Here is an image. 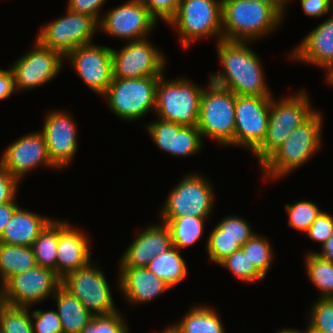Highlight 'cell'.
Wrapping results in <instances>:
<instances>
[{"label":"cell","instance_id":"obj_13","mask_svg":"<svg viewBox=\"0 0 333 333\" xmlns=\"http://www.w3.org/2000/svg\"><path fill=\"white\" fill-rule=\"evenodd\" d=\"M127 42L120 50H111L113 78L161 76L165 72L167 58L148 37Z\"/></svg>","mask_w":333,"mask_h":333},{"label":"cell","instance_id":"obj_33","mask_svg":"<svg viewBox=\"0 0 333 333\" xmlns=\"http://www.w3.org/2000/svg\"><path fill=\"white\" fill-rule=\"evenodd\" d=\"M271 242L261 234H255L248 242L241 246L250 262L265 277L272 265L274 257Z\"/></svg>","mask_w":333,"mask_h":333},{"label":"cell","instance_id":"obj_3","mask_svg":"<svg viewBox=\"0 0 333 333\" xmlns=\"http://www.w3.org/2000/svg\"><path fill=\"white\" fill-rule=\"evenodd\" d=\"M223 40L254 42L274 33L284 17L270 4L258 0H222Z\"/></svg>","mask_w":333,"mask_h":333},{"label":"cell","instance_id":"obj_35","mask_svg":"<svg viewBox=\"0 0 333 333\" xmlns=\"http://www.w3.org/2000/svg\"><path fill=\"white\" fill-rule=\"evenodd\" d=\"M285 209L288 216V226L305 233L323 211L316 203L308 200H300L294 204H286Z\"/></svg>","mask_w":333,"mask_h":333},{"label":"cell","instance_id":"obj_38","mask_svg":"<svg viewBox=\"0 0 333 333\" xmlns=\"http://www.w3.org/2000/svg\"><path fill=\"white\" fill-rule=\"evenodd\" d=\"M310 309L307 325L320 333H333V298H318Z\"/></svg>","mask_w":333,"mask_h":333},{"label":"cell","instance_id":"obj_32","mask_svg":"<svg viewBox=\"0 0 333 333\" xmlns=\"http://www.w3.org/2000/svg\"><path fill=\"white\" fill-rule=\"evenodd\" d=\"M29 307L0 303L1 333H34Z\"/></svg>","mask_w":333,"mask_h":333},{"label":"cell","instance_id":"obj_43","mask_svg":"<svg viewBox=\"0 0 333 333\" xmlns=\"http://www.w3.org/2000/svg\"><path fill=\"white\" fill-rule=\"evenodd\" d=\"M181 0H142L151 16L168 24L176 15Z\"/></svg>","mask_w":333,"mask_h":333},{"label":"cell","instance_id":"obj_23","mask_svg":"<svg viewBox=\"0 0 333 333\" xmlns=\"http://www.w3.org/2000/svg\"><path fill=\"white\" fill-rule=\"evenodd\" d=\"M333 13V12H332ZM290 52V60L323 68L333 60V14L305 36Z\"/></svg>","mask_w":333,"mask_h":333},{"label":"cell","instance_id":"obj_21","mask_svg":"<svg viewBox=\"0 0 333 333\" xmlns=\"http://www.w3.org/2000/svg\"><path fill=\"white\" fill-rule=\"evenodd\" d=\"M90 240L80 228L59 219V240L56 255V275L63 279L69 273L88 265L92 260Z\"/></svg>","mask_w":333,"mask_h":333},{"label":"cell","instance_id":"obj_27","mask_svg":"<svg viewBox=\"0 0 333 333\" xmlns=\"http://www.w3.org/2000/svg\"><path fill=\"white\" fill-rule=\"evenodd\" d=\"M146 268L162 279L171 288L188 276V267L184 258L181 256V251L176 247L160 253L155 256L147 265Z\"/></svg>","mask_w":333,"mask_h":333},{"label":"cell","instance_id":"obj_31","mask_svg":"<svg viewBox=\"0 0 333 333\" xmlns=\"http://www.w3.org/2000/svg\"><path fill=\"white\" fill-rule=\"evenodd\" d=\"M304 258L308 280L320 293L318 298H333V263L320 257L313 250Z\"/></svg>","mask_w":333,"mask_h":333},{"label":"cell","instance_id":"obj_29","mask_svg":"<svg viewBox=\"0 0 333 333\" xmlns=\"http://www.w3.org/2000/svg\"><path fill=\"white\" fill-rule=\"evenodd\" d=\"M208 218L183 216L170 218L164 224L169 228L173 246L181 251L197 243L204 233V225Z\"/></svg>","mask_w":333,"mask_h":333},{"label":"cell","instance_id":"obj_22","mask_svg":"<svg viewBox=\"0 0 333 333\" xmlns=\"http://www.w3.org/2000/svg\"><path fill=\"white\" fill-rule=\"evenodd\" d=\"M118 288L130 304L153 301L169 289L162 279L145 268H118Z\"/></svg>","mask_w":333,"mask_h":333},{"label":"cell","instance_id":"obj_24","mask_svg":"<svg viewBox=\"0 0 333 333\" xmlns=\"http://www.w3.org/2000/svg\"><path fill=\"white\" fill-rule=\"evenodd\" d=\"M52 219L19 206L4 228L0 243L31 247Z\"/></svg>","mask_w":333,"mask_h":333},{"label":"cell","instance_id":"obj_36","mask_svg":"<svg viewBox=\"0 0 333 333\" xmlns=\"http://www.w3.org/2000/svg\"><path fill=\"white\" fill-rule=\"evenodd\" d=\"M218 265L227 268L238 281L240 280L244 283L247 282L248 284H251L264 278V276L255 268L254 264L250 262L242 249L227 256Z\"/></svg>","mask_w":333,"mask_h":333},{"label":"cell","instance_id":"obj_17","mask_svg":"<svg viewBox=\"0 0 333 333\" xmlns=\"http://www.w3.org/2000/svg\"><path fill=\"white\" fill-rule=\"evenodd\" d=\"M111 50L108 46L90 43L75 48L65 57L88 89L99 96L113 80Z\"/></svg>","mask_w":333,"mask_h":333},{"label":"cell","instance_id":"obj_46","mask_svg":"<svg viewBox=\"0 0 333 333\" xmlns=\"http://www.w3.org/2000/svg\"><path fill=\"white\" fill-rule=\"evenodd\" d=\"M21 181L0 166V204L16 201Z\"/></svg>","mask_w":333,"mask_h":333},{"label":"cell","instance_id":"obj_53","mask_svg":"<svg viewBox=\"0 0 333 333\" xmlns=\"http://www.w3.org/2000/svg\"><path fill=\"white\" fill-rule=\"evenodd\" d=\"M300 329H292V328H282V329H279L278 331H276L275 333H305V331H299Z\"/></svg>","mask_w":333,"mask_h":333},{"label":"cell","instance_id":"obj_41","mask_svg":"<svg viewBox=\"0 0 333 333\" xmlns=\"http://www.w3.org/2000/svg\"><path fill=\"white\" fill-rule=\"evenodd\" d=\"M145 129L160 150L173 156L174 122L158 118L147 123Z\"/></svg>","mask_w":333,"mask_h":333},{"label":"cell","instance_id":"obj_4","mask_svg":"<svg viewBox=\"0 0 333 333\" xmlns=\"http://www.w3.org/2000/svg\"><path fill=\"white\" fill-rule=\"evenodd\" d=\"M308 96L303 89L294 96H284L277 100L272 96L267 135L263 143L251 153L260 165L315 111Z\"/></svg>","mask_w":333,"mask_h":333},{"label":"cell","instance_id":"obj_44","mask_svg":"<svg viewBox=\"0 0 333 333\" xmlns=\"http://www.w3.org/2000/svg\"><path fill=\"white\" fill-rule=\"evenodd\" d=\"M306 233L314 243L322 246L333 233V216L322 211Z\"/></svg>","mask_w":333,"mask_h":333},{"label":"cell","instance_id":"obj_25","mask_svg":"<svg viewBox=\"0 0 333 333\" xmlns=\"http://www.w3.org/2000/svg\"><path fill=\"white\" fill-rule=\"evenodd\" d=\"M64 333H80L94 317L85 306L62 285L52 296Z\"/></svg>","mask_w":333,"mask_h":333},{"label":"cell","instance_id":"obj_45","mask_svg":"<svg viewBox=\"0 0 333 333\" xmlns=\"http://www.w3.org/2000/svg\"><path fill=\"white\" fill-rule=\"evenodd\" d=\"M108 0H68L67 9L93 17L98 23L102 18V7ZM101 14V15H100Z\"/></svg>","mask_w":333,"mask_h":333},{"label":"cell","instance_id":"obj_54","mask_svg":"<svg viewBox=\"0 0 333 333\" xmlns=\"http://www.w3.org/2000/svg\"><path fill=\"white\" fill-rule=\"evenodd\" d=\"M159 333H178L177 329L175 328L174 324L169 325L163 331Z\"/></svg>","mask_w":333,"mask_h":333},{"label":"cell","instance_id":"obj_50","mask_svg":"<svg viewBox=\"0 0 333 333\" xmlns=\"http://www.w3.org/2000/svg\"><path fill=\"white\" fill-rule=\"evenodd\" d=\"M320 247H322L321 251H315V253L333 263V233L329 239Z\"/></svg>","mask_w":333,"mask_h":333},{"label":"cell","instance_id":"obj_11","mask_svg":"<svg viewBox=\"0 0 333 333\" xmlns=\"http://www.w3.org/2000/svg\"><path fill=\"white\" fill-rule=\"evenodd\" d=\"M93 260L61 279V285L74 295L93 315L113 314L118 309L112 297L107 277Z\"/></svg>","mask_w":333,"mask_h":333},{"label":"cell","instance_id":"obj_5","mask_svg":"<svg viewBox=\"0 0 333 333\" xmlns=\"http://www.w3.org/2000/svg\"><path fill=\"white\" fill-rule=\"evenodd\" d=\"M164 75L160 76L156 89L157 118L183 126H197L204 87L184 77L167 81Z\"/></svg>","mask_w":333,"mask_h":333},{"label":"cell","instance_id":"obj_10","mask_svg":"<svg viewBox=\"0 0 333 333\" xmlns=\"http://www.w3.org/2000/svg\"><path fill=\"white\" fill-rule=\"evenodd\" d=\"M66 10L65 16L47 22L36 36L42 46L59 52L64 58L75 48L93 43L99 29L93 17Z\"/></svg>","mask_w":333,"mask_h":333},{"label":"cell","instance_id":"obj_9","mask_svg":"<svg viewBox=\"0 0 333 333\" xmlns=\"http://www.w3.org/2000/svg\"><path fill=\"white\" fill-rule=\"evenodd\" d=\"M213 185L203 174L189 173L175 184L160 210V223L170 218L196 216L209 218L214 207Z\"/></svg>","mask_w":333,"mask_h":333},{"label":"cell","instance_id":"obj_37","mask_svg":"<svg viewBox=\"0 0 333 333\" xmlns=\"http://www.w3.org/2000/svg\"><path fill=\"white\" fill-rule=\"evenodd\" d=\"M213 228L207 237L205 247L208 258L218 265L227 256L241 249V245L230 236H220V228L217 225Z\"/></svg>","mask_w":333,"mask_h":333},{"label":"cell","instance_id":"obj_42","mask_svg":"<svg viewBox=\"0 0 333 333\" xmlns=\"http://www.w3.org/2000/svg\"><path fill=\"white\" fill-rule=\"evenodd\" d=\"M34 333H64L56 310L34 309L31 312Z\"/></svg>","mask_w":333,"mask_h":333},{"label":"cell","instance_id":"obj_12","mask_svg":"<svg viewBox=\"0 0 333 333\" xmlns=\"http://www.w3.org/2000/svg\"><path fill=\"white\" fill-rule=\"evenodd\" d=\"M61 279L39 265L15 274L2 285L1 302L16 307H33L55 294Z\"/></svg>","mask_w":333,"mask_h":333},{"label":"cell","instance_id":"obj_1","mask_svg":"<svg viewBox=\"0 0 333 333\" xmlns=\"http://www.w3.org/2000/svg\"><path fill=\"white\" fill-rule=\"evenodd\" d=\"M250 44L252 42L218 41L216 51L222 69L208 78L235 95L272 97L260 57Z\"/></svg>","mask_w":333,"mask_h":333},{"label":"cell","instance_id":"obj_26","mask_svg":"<svg viewBox=\"0 0 333 333\" xmlns=\"http://www.w3.org/2000/svg\"><path fill=\"white\" fill-rule=\"evenodd\" d=\"M174 324L178 333H226L219 313L207 305L192 306Z\"/></svg>","mask_w":333,"mask_h":333},{"label":"cell","instance_id":"obj_8","mask_svg":"<svg viewBox=\"0 0 333 333\" xmlns=\"http://www.w3.org/2000/svg\"><path fill=\"white\" fill-rule=\"evenodd\" d=\"M160 76L113 78L101 96L110 111L123 121H137L149 111L155 112L156 89Z\"/></svg>","mask_w":333,"mask_h":333},{"label":"cell","instance_id":"obj_34","mask_svg":"<svg viewBox=\"0 0 333 333\" xmlns=\"http://www.w3.org/2000/svg\"><path fill=\"white\" fill-rule=\"evenodd\" d=\"M203 138L197 126H183L174 122L173 156L187 157L199 154Z\"/></svg>","mask_w":333,"mask_h":333},{"label":"cell","instance_id":"obj_14","mask_svg":"<svg viewBox=\"0 0 333 333\" xmlns=\"http://www.w3.org/2000/svg\"><path fill=\"white\" fill-rule=\"evenodd\" d=\"M272 97L236 95L234 146L252 153L267 135Z\"/></svg>","mask_w":333,"mask_h":333},{"label":"cell","instance_id":"obj_52","mask_svg":"<svg viewBox=\"0 0 333 333\" xmlns=\"http://www.w3.org/2000/svg\"><path fill=\"white\" fill-rule=\"evenodd\" d=\"M322 69H325V77H326V81L328 82V84L333 86V60L330 61L326 66H324Z\"/></svg>","mask_w":333,"mask_h":333},{"label":"cell","instance_id":"obj_40","mask_svg":"<svg viewBox=\"0 0 333 333\" xmlns=\"http://www.w3.org/2000/svg\"><path fill=\"white\" fill-rule=\"evenodd\" d=\"M220 228V236H230L242 246L256 233L249 222L240 216L229 215L216 224Z\"/></svg>","mask_w":333,"mask_h":333},{"label":"cell","instance_id":"obj_16","mask_svg":"<svg viewBox=\"0 0 333 333\" xmlns=\"http://www.w3.org/2000/svg\"><path fill=\"white\" fill-rule=\"evenodd\" d=\"M156 25L142 0H128L102 15L98 30L127 42L149 37Z\"/></svg>","mask_w":333,"mask_h":333},{"label":"cell","instance_id":"obj_48","mask_svg":"<svg viewBox=\"0 0 333 333\" xmlns=\"http://www.w3.org/2000/svg\"><path fill=\"white\" fill-rule=\"evenodd\" d=\"M15 90V81L13 70L1 69L0 68V101H4L14 93Z\"/></svg>","mask_w":333,"mask_h":333},{"label":"cell","instance_id":"obj_20","mask_svg":"<svg viewBox=\"0 0 333 333\" xmlns=\"http://www.w3.org/2000/svg\"><path fill=\"white\" fill-rule=\"evenodd\" d=\"M146 226L132 239L117 268H145L155 256L173 247L170 230L164 223Z\"/></svg>","mask_w":333,"mask_h":333},{"label":"cell","instance_id":"obj_6","mask_svg":"<svg viewBox=\"0 0 333 333\" xmlns=\"http://www.w3.org/2000/svg\"><path fill=\"white\" fill-rule=\"evenodd\" d=\"M236 95L210 80L204 87L197 128L202 138L209 137L223 146L234 147Z\"/></svg>","mask_w":333,"mask_h":333},{"label":"cell","instance_id":"obj_15","mask_svg":"<svg viewBox=\"0 0 333 333\" xmlns=\"http://www.w3.org/2000/svg\"><path fill=\"white\" fill-rule=\"evenodd\" d=\"M16 60L10 68L14 73L15 90L21 92L53 81L65 65V58L59 52L42 46L36 39L33 48Z\"/></svg>","mask_w":333,"mask_h":333},{"label":"cell","instance_id":"obj_28","mask_svg":"<svg viewBox=\"0 0 333 333\" xmlns=\"http://www.w3.org/2000/svg\"><path fill=\"white\" fill-rule=\"evenodd\" d=\"M37 266L33 249L0 243V283L3 285L15 274L23 273Z\"/></svg>","mask_w":333,"mask_h":333},{"label":"cell","instance_id":"obj_51","mask_svg":"<svg viewBox=\"0 0 333 333\" xmlns=\"http://www.w3.org/2000/svg\"><path fill=\"white\" fill-rule=\"evenodd\" d=\"M258 1H263L266 2L268 4H270L271 6H273L283 17L287 12V4H289V2L291 3V0H258Z\"/></svg>","mask_w":333,"mask_h":333},{"label":"cell","instance_id":"obj_56","mask_svg":"<svg viewBox=\"0 0 333 333\" xmlns=\"http://www.w3.org/2000/svg\"><path fill=\"white\" fill-rule=\"evenodd\" d=\"M0 292H2V284L0 283Z\"/></svg>","mask_w":333,"mask_h":333},{"label":"cell","instance_id":"obj_7","mask_svg":"<svg viewBox=\"0 0 333 333\" xmlns=\"http://www.w3.org/2000/svg\"><path fill=\"white\" fill-rule=\"evenodd\" d=\"M222 0H181L175 17L168 23L188 49L194 41L215 36L223 40Z\"/></svg>","mask_w":333,"mask_h":333},{"label":"cell","instance_id":"obj_18","mask_svg":"<svg viewBox=\"0 0 333 333\" xmlns=\"http://www.w3.org/2000/svg\"><path fill=\"white\" fill-rule=\"evenodd\" d=\"M74 118L66 110H51L45 116L41 132L45 138L48 156L58 169H65L78 149V129Z\"/></svg>","mask_w":333,"mask_h":333},{"label":"cell","instance_id":"obj_2","mask_svg":"<svg viewBox=\"0 0 333 333\" xmlns=\"http://www.w3.org/2000/svg\"><path fill=\"white\" fill-rule=\"evenodd\" d=\"M322 113L317 109L287 137L261 165L265 180L289 176L302 167L322 146Z\"/></svg>","mask_w":333,"mask_h":333},{"label":"cell","instance_id":"obj_39","mask_svg":"<svg viewBox=\"0 0 333 333\" xmlns=\"http://www.w3.org/2000/svg\"><path fill=\"white\" fill-rule=\"evenodd\" d=\"M124 318L120 311L108 315L94 316L80 333H129Z\"/></svg>","mask_w":333,"mask_h":333},{"label":"cell","instance_id":"obj_55","mask_svg":"<svg viewBox=\"0 0 333 333\" xmlns=\"http://www.w3.org/2000/svg\"><path fill=\"white\" fill-rule=\"evenodd\" d=\"M305 333H320L314 329H311L309 326H307V328L305 329Z\"/></svg>","mask_w":333,"mask_h":333},{"label":"cell","instance_id":"obj_47","mask_svg":"<svg viewBox=\"0 0 333 333\" xmlns=\"http://www.w3.org/2000/svg\"><path fill=\"white\" fill-rule=\"evenodd\" d=\"M332 2L333 0H300V5L304 14L318 18L329 14L333 10Z\"/></svg>","mask_w":333,"mask_h":333},{"label":"cell","instance_id":"obj_30","mask_svg":"<svg viewBox=\"0 0 333 333\" xmlns=\"http://www.w3.org/2000/svg\"><path fill=\"white\" fill-rule=\"evenodd\" d=\"M59 240V219H52L32 244L36 264L56 273V255Z\"/></svg>","mask_w":333,"mask_h":333},{"label":"cell","instance_id":"obj_49","mask_svg":"<svg viewBox=\"0 0 333 333\" xmlns=\"http://www.w3.org/2000/svg\"><path fill=\"white\" fill-rule=\"evenodd\" d=\"M16 202L17 201H12L0 204V236L7 223L10 221L13 213L19 207Z\"/></svg>","mask_w":333,"mask_h":333},{"label":"cell","instance_id":"obj_19","mask_svg":"<svg viewBox=\"0 0 333 333\" xmlns=\"http://www.w3.org/2000/svg\"><path fill=\"white\" fill-rule=\"evenodd\" d=\"M0 166L20 181L26 173L39 166L58 170L48 156L45 138L40 130L19 137L6 147L0 158Z\"/></svg>","mask_w":333,"mask_h":333}]
</instances>
